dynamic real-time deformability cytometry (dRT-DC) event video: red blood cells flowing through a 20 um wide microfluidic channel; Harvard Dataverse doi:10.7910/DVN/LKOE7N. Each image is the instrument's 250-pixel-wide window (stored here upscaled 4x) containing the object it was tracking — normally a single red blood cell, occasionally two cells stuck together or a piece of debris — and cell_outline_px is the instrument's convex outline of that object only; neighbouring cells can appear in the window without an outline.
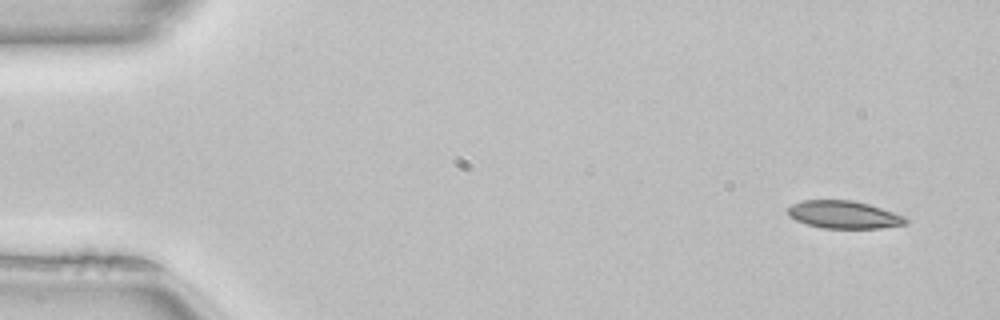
{"species": "common noctule bat (a hibernating species)", "species_latin": "Nyctalus noctula", "temperature_condition": "room temperature", "stored_images_in_passage": 51, "camera_frame_rate_fps": 3000, "um_per_image_px": 0.085, "animal": {"sex": "female", "body_mass_g": 22.7, "forearm_length_mm": 54.2}, "frame": {"image": 1, "passage_image": 3, "time_ms": 0.667, "image_size_px": [1000, 320], "cell_outline_px": [[908, 224], [880, 228], [824, 228], [808, 224], [796, 220], [788, 216], [788, 208], [792, 204], [804, 200], [852, 200], [868, 204], [908, 216]], "centroid_in_image_um": [71.78, 18.25], "position_along_channel_um": 13.2, "area_um2": 19.07}}
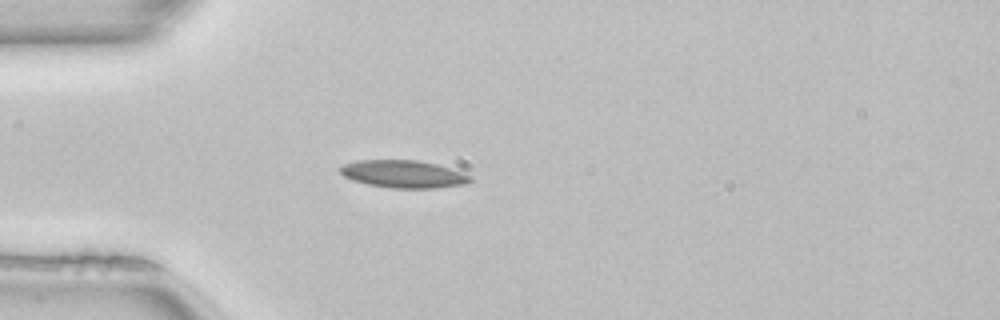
{"frame": {"image": 2, "passage_image": 14, "time_ms": 4.333, "image_size_px": [1000, 320], "cell_outline_px": [[472, 180], [464, 184], [436, 188], [392, 188], [368, 184], [352, 180], [344, 176], [340, 172], [340, 168], [344, 164], [356, 160], [416, 160], [436, 164], [472, 176]], "centroid_in_image_um": [34.27, 14.79], "position_along_channel_um": 50.7, "area_um2": 20.69}}
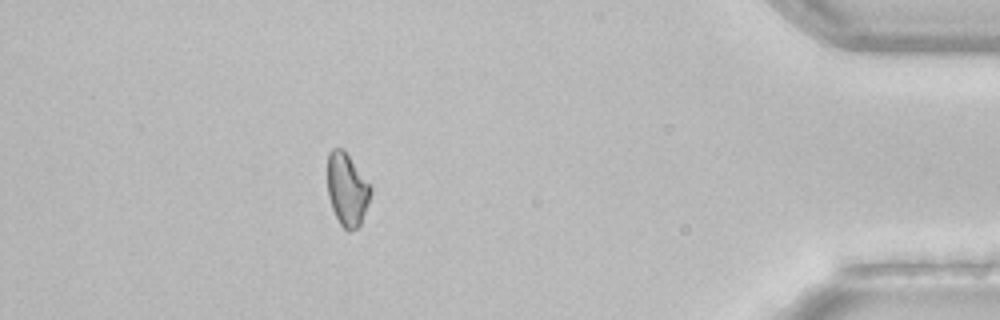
{"frame": {"image": 3, "passage_image": 45, "time_ms": 14.667, "image_size_px": [1000, 320], "cell_outline_px": [[372, 192], [368, 204], [360, 224], [356, 228], [348, 232], [340, 224], [332, 208], [328, 196], [328, 152], [332, 148], [344, 148], [372, 188]], "centroid_in_image_um": [29.5, 16.08], "position_along_channel_um": 405.7, "area_um2": 18.26}, "authors_computed_cell_mechanics": {"area_um2": 19.2474, "velocity_mm_per_s": 4.0379, "shape_relaxation_time_tau1_ms": 9.7473, "shape_relaxation_time_tau2_ms": null, "deformation_change_tau1": 0.1858, "deformation_change_tau2": null}}